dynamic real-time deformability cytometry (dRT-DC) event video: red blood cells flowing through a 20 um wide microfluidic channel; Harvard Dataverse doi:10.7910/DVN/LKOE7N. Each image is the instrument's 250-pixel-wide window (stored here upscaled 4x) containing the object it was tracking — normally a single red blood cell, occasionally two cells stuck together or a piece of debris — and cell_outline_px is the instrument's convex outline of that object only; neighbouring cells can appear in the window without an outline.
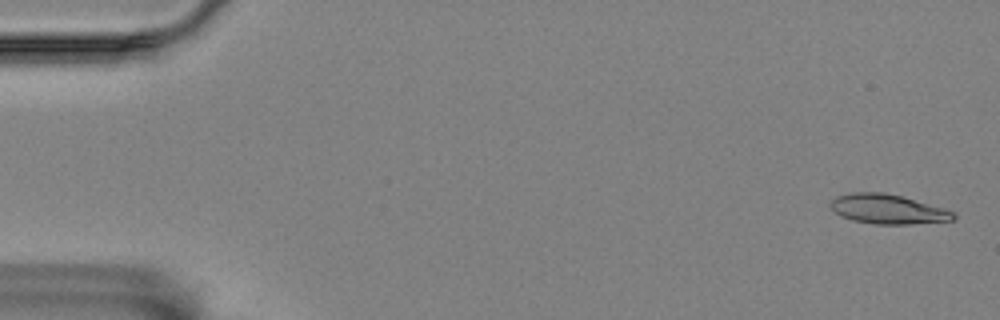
{"species": "Egyptian fruit bat (a non-hibernating species)", "species_latin": "Rousettus aegyptiacus", "temperature_condition": "room temperature", "stored_images_in_passage": 5, "camera_frame_rate_fps": 3000, "um_per_image_px": 0.085, "animal": {"sex": "female"}, "frame": {"image": 1, "passage_image": 1, "time_ms": 0.0, "image_size_px": [1000, 320], "cell_outline_px": [[956, 220], [908, 224], [872, 224], [852, 220], [840, 216], [828, 204], [836, 196], [852, 192], [884, 192], [900, 196], [944, 208], [956, 212]], "centroid_in_image_um": [75.46, 17.78], "position_along_channel_um": 9.5, "area_um2": 21.21}}
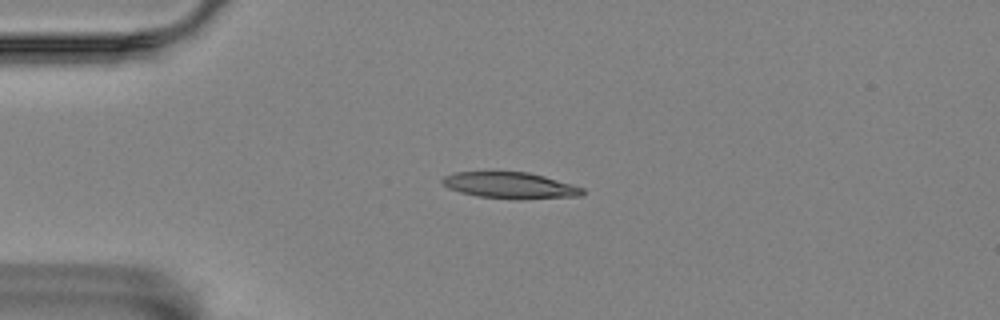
{"frame": {"image": 2, "passage_image": 4, "time_ms": 4.0, "image_size_px": [1000, 320], "cell_outline_px": [[584, 192], [580, 196], [520, 200], [516, 200], [480, 196], [460, 192], [448, 188], [440, 180], [444, 176], [456, 172], [528, 172], [544, 176], [572, 184], [584, 188]], "centroid_in_image_um": [43.39, 15.77], "position_along_channel_um": 41.6, "area_um2": 21.5}}